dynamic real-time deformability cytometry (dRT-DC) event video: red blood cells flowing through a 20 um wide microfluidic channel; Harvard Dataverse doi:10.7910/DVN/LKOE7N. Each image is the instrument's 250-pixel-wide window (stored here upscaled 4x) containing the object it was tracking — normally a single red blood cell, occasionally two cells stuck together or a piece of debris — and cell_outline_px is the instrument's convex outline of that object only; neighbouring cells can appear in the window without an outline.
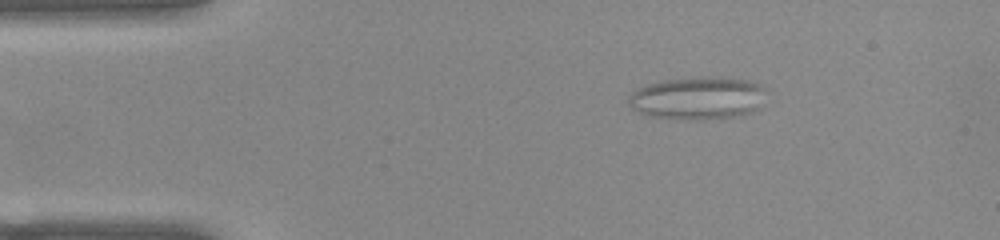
{"species": "common noctule bat (a hibernating species)", "species_latin": "Nyctalus noctula", "temperature_condition": "warm", "stored_images_in_passage": 52, "camera_frame_rate_fps": 3000, "um_per_image_px": 0.085, "animal": {"sex": "female", "body_mass_g": 22.0, "forearm_length_mm": 56.7}, "frame": {"image": 1, "passage_image": 8, "time_ms": 2.333, "image_size_px": [1000, 240], "cell_outline_px": [[764, 88], [760, 108], [756, 112], [732, 116], [704, 120], [676, 120], [648, 116], [632, 108], [628, 104], [628, 96], [632, 92], [648, 84], [660, 80], [700, 76], [712, 76], [744, 80], [756, 84]], "centroid_in_image_um": [59.26, 8.35], "position_along_channel_um": 25.7, "area_um2": 34.56}}
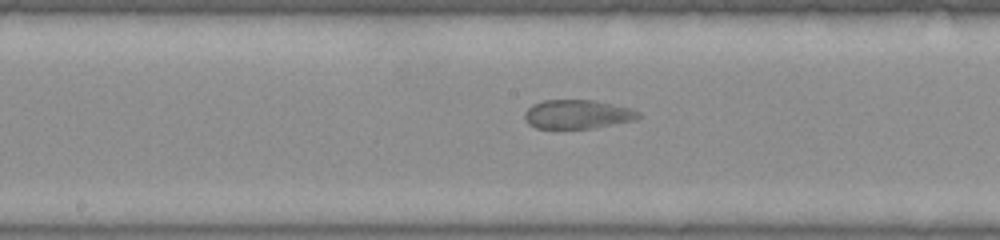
{"frame": {"image": 2, "passage_image": 26, "time_ms": 8.333, "image_size_px": [1000, 240], "cell_outline_px": [[644, 116], [636, 120], [596, 128], [536, 128], [528, 124], [524, 120], [524, 112], [532, 104], [544, 100], [592, 100], [632, 108], [640, 112]], "centroid_in_image_um": [49.12, 9.72], "position_along_channel_um": 199.1, "area_um2": 19.48}}
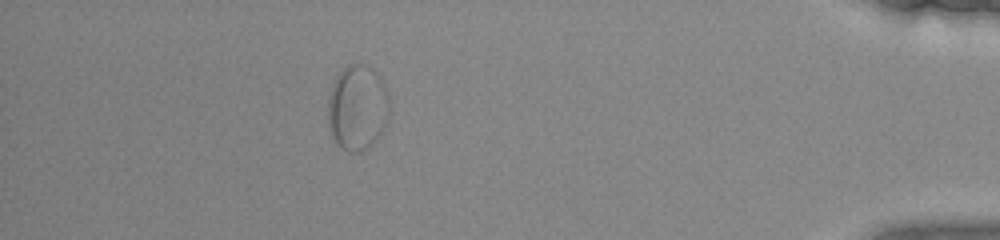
{"frame": {"image": 3, "passage_image": 46, "time_ms": 15.0, "image_size_px": [1000, 240], "cell_outline_px": [[388, 112], [384, 128], [376, 140], [372, 144], [360, 152], [348, 152], [340, 148], [336, 144], [332, 136], [328, 124], [328, 96], [332, 84], [336, 76], [348, 64], [364, 64], [376, 72], [380, 76], [388, 100]], "centroid_in_image_um": [30.34, 9.17], "position_along_channel_um": 404.9, "area_um2": 30.52}}